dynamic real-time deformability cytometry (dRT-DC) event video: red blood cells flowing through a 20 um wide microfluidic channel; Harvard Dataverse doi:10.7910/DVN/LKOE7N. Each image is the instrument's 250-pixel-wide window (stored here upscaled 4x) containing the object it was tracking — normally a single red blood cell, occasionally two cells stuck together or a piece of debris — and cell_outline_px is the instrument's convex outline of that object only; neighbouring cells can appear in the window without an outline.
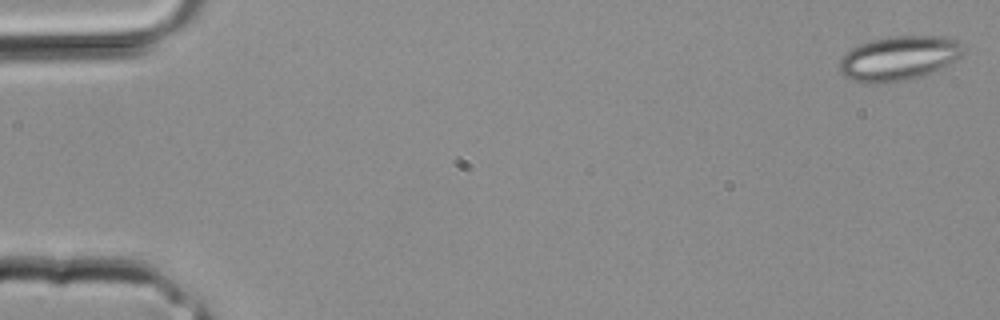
{"species": "common noctule bat (a hibernating species)", "species_latin": "Nyctalus noctula", "temperature_condition": "room temperature", "stored_images_in_passage": 10, "camera_frame_rate_fps": 3000, "um_per_image_px": 0.085, "animal": {"sex": "male", "body_mass_g": 20.4}, "frame": {"image": 1, "passage_image": 1, "time_ms": 0.0, "image_size_px": [1000, 320], "cell_outline_px": [[964, 52], [960, 56], [936, 72], [924, 76], [888, 84], [864, 84], [852, 80], [844, 76], [840, 72], [840, 60], [852, 48], [872, 40], [900, 36], [948, 36], [956, 40], [964, 48]], "centroid_in_image_um": [76.42, 4.99], "position_along_channel_um": 8.6, "area_um2": 32.25}}